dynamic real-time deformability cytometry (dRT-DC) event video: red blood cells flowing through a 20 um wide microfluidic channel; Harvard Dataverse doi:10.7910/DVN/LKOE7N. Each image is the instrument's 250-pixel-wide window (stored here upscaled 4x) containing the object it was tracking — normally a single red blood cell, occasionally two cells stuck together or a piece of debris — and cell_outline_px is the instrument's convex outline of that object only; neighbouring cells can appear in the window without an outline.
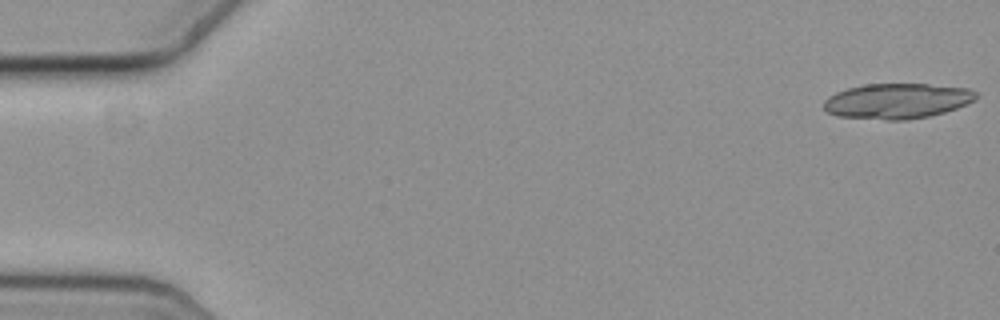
{"species": "common noctule bat (a hibernating species)", "species_latin": "Nyctalus noctula", "temperature_condition": "cold", "stored_images_in_passage": 9, "camera_frame_rate_fps": 3000, "um_per_image_px": 0.085, "animal": {"sex": "female", "body_mass_g": 19.3, "forearm_length_mm": 54.1}, "frame": {"image": 1, "passage_image": 1, "time_ms": 0.0, "image_size_px": [1000, 320], "cell_outline_px": [[976, 100], [956, 108], [944, 112], [928, 116], [908, 120], [884, 120], [836, 116], [828, 112], [824, 108], [824, 100], [828, 96], [836, 92], [848, 88], [864, 84], [928, 84], [972, 88], [976, 92]], "centroid_in_image_um": [76.26, 8.58], "position_along_channel_um": 8.7, "area_um2": 31.5}}